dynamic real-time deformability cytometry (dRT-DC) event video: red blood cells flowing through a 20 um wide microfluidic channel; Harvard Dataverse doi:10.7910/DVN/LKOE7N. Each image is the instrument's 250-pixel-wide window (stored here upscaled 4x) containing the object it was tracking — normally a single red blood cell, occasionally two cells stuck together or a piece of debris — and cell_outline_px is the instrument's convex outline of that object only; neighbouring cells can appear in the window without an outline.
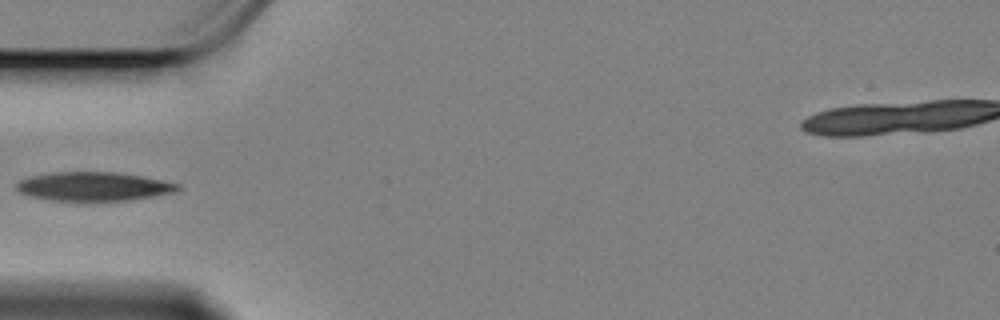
{"species": "Egyptian fruit bat (a non-hibernating species)", "species_latin": "Rousettus aegyptiacus", "temperature_condition": "cold", "stored_images_in_passage": 42, "segment_of_instrument_passage": [1, 2], "camera_frame_rate_fps": 3000, "um_per_image_px": 0.085, "animal": {"sex": "female"}, "frame": {"image": 1, "passage_image": 1, "time_ms": 0.0, "image_size_px": [1000, 320], "cell_outline_px": [[180, 188], [176, 192], [128, 200], [48, 200], [28, 196], [20, 192], [16, 188], [16, 184], [20, 180], [32, 176], [52, 172], [116, 172], [140, 176], [180, 184]], "centroid_in_image_um": [7.93, 15.84], "position_along_channel_um": 77.1, "area_um2": 26.82}}
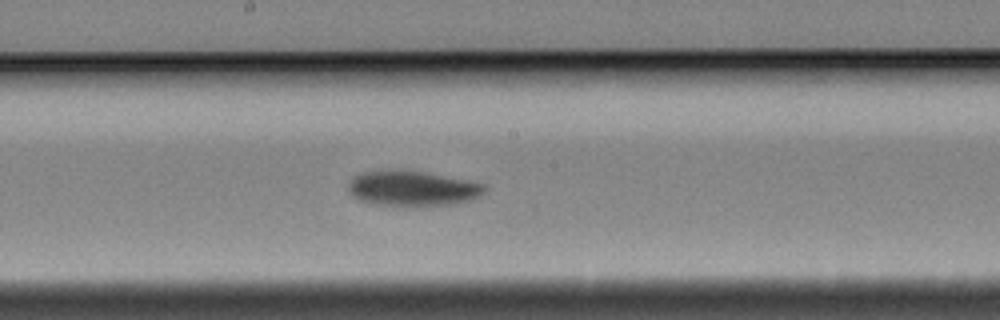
{"frame": {"image": 2, "passage_image": 13, "time_ms": 4.0, "image_size_px": [1000, 320], "cell_outline_px": [[484, 192], [480, 196], [472, 200], [456, 204], [420, 208], [400, 208], [372, 204], [360, 200], [352, 196], [348, 192], [348, 184], [352, 176], [360, 172], [392, 168], [400, 168], [464, 180], [484, 184]], "centroid_in_image_um": [34.97, 16.05], "position_along_channel_um": 213.2, "area_um2": 29.25}}
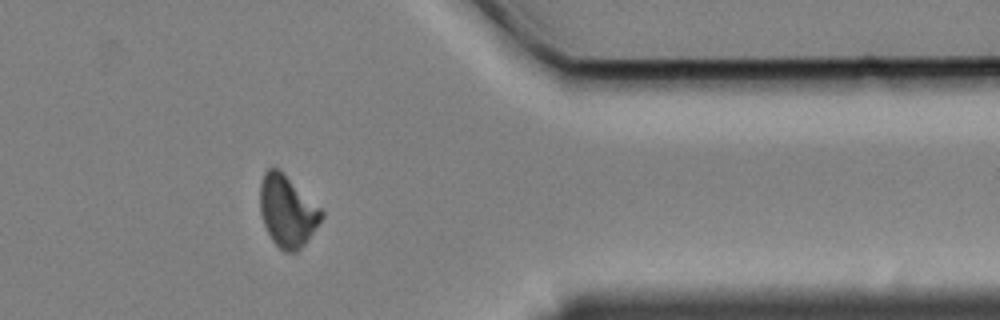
{"frame": {"image": 3, "passage_image": 30, "time_ms": 9.667, "image_size_px": [1000, 320], "cell_outline_px": [[324, 216], [308, 240], [296, 252], [284, 252], [272, 240], [264, 224], [260, 212], [260, 184], [264, 172], [268, 168], [276, 168], [320, 208], [324, 212]], "centroid_in_image_um": [24.41, 17.99], "position_along_channel_um": 387.0, "area_um2": 24.97}}